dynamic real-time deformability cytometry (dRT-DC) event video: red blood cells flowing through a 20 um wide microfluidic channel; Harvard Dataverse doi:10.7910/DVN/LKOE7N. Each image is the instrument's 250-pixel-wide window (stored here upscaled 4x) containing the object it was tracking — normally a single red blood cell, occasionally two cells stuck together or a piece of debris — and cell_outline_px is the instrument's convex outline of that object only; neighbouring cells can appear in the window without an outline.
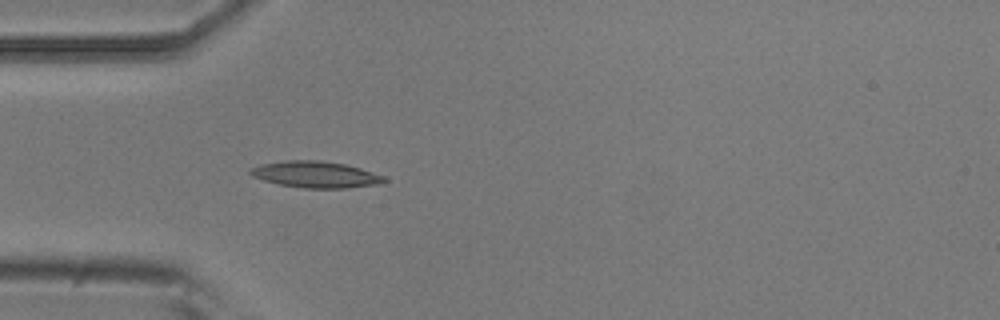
{"species": "common noctule bat (a hibernating species)", "species_latin": "Nyctalus noctula", "temperature_condition": "room temperature", "stored_images_in_passage": 38, "camera_frame_rate_fps": 3000, "um_per_image_px": 0.085, "animal": {"sex": "male", "body_mass_g": 20.5, "forearm_length_mm": 52.5}, "frame": {"image": 1, "passage_image": 1, "time_ms": 0.0, "image_size_px": [1000, 320], "cell_outline_px": [[388, 180], [384, 184], [348, 188], [304, 188], [280, 184], [264, 180], [252, 176], [248, 172], [248, 168], [260, 164], [288, 160], [320, 160], [344, 164], [360, 168], [384, 176]], "centroid_in_image_um": [26.85, 14.83], "position_along_channel_um": 58.2, "area_um2": 20.75}}
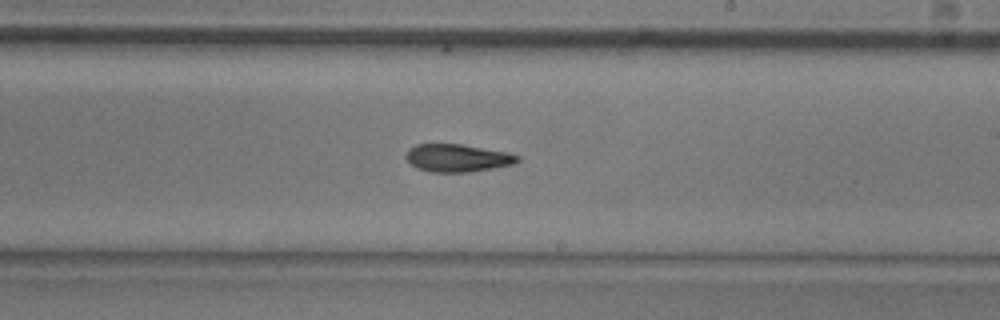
{"frame": {"image": 2, "passage_image": 16, "time_ms": 5.0, "image_size_px": [1000, 320], "cell_outline_px": [[520, 160], [512, 164], [492, 168], [468, 172], [432, 172], [416, 168], [404, 156], [408, 148], [416, 144], [460, 144], [508, 152], [520, 156]], "centroid_in_image_um": [38.86, 13.42], "position_along_channel_um": 250.1, "area_um2": 17.98}}
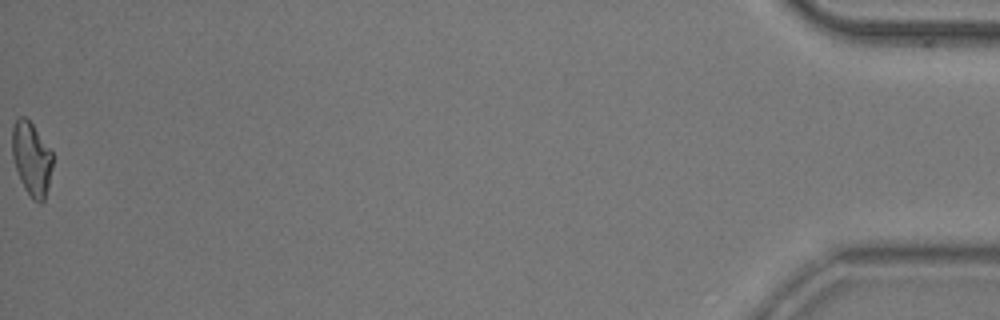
{"frame": {"image": 3, "passage_image": 38, "time_ms": 12.333, "image_size_px": [1000, 320], "cell_outline_px": [[52, 168], [48, 188], [44, 200], [40, 204], [32, 200], [24, 188], [20, 180], [12, 156], [12, 128], [16, 120], [20, 116], [24, 116], [32, 124], [52, 152]], "centroid_in_image_um": [2.68, 13.53], "position_along_channel_um": 432.5, "area_um2": 17.28}, "authors_computed_cell_mechanics": {"area_um2": 18.0914, "velocity_mm_per_s": 3.8834, "shape_relaxation_time_tau1_ms": 10.8338, "shape_relaxation_time_tau2_ms": 7.7824, "deformation_change_tau1": 0.2469, "deformation_change_tau2": 0.1675}}